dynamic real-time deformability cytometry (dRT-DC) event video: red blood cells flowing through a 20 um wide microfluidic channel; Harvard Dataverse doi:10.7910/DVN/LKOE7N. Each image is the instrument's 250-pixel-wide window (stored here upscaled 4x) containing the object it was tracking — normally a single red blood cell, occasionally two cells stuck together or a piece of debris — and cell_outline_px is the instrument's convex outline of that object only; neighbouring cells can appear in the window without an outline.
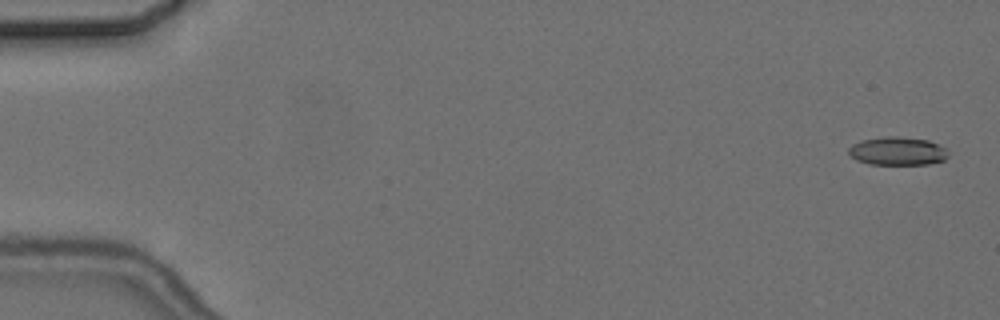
{"species": "common noctule bat (a hibernating species)", "species_latin": "Nyctalus noctula", "temperature_condition": "cold", "stored_images_in_passage": 6, "camera_frame_rate_fps": 3000, "um_per_image_px": 0.085, "animal": {"sex": "female", "body_mass_g": 24.6, "forearm_length_mm": 56.2}, "frame": {"image": 1, "passage_image": 1, "time_ms": 0.0, "image_size_px": [1000, 320], "cell_outline_px": [[948, 156], [944, 160], [928, 164], [868, 164], [856, 160], [848, 152], [848, 148], [852, 144], [860, 140], [884, 136], [900, 136], [928, 140], [944, 148], [948, 152]], "centroid_in_image_um": [76.25, 12.83], "position_along_channel_um": 8.7, "area_um2": 16.47}}
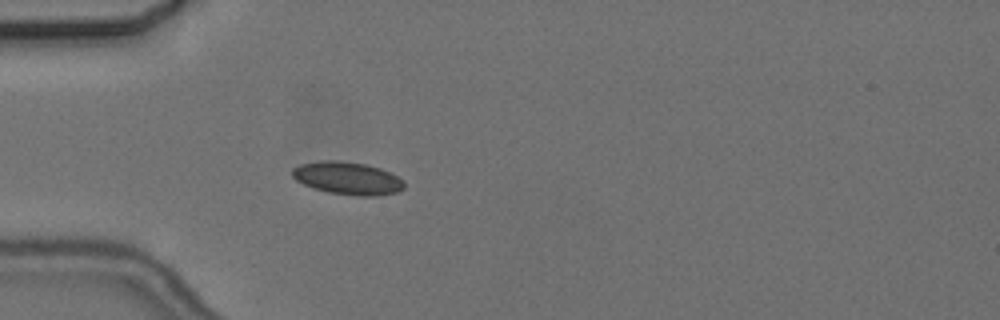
{"frame": {"image": 2, "passage_image": 6, "time_ms": 9.333, "image_size_px": [1000, 320], "cell_outline_px": [[404, 188], [396, 192], [376, 196], [356, 196], [328, 192], [312, 188], [296, 180], [292, 176], [292, 168], [300, 164], [320, 160], [336, 160], [364, 164], [380, 168], [404, 180]], "centroid_in_image_um": [29.52, 15.15], "position_along_channel_um": 55.5, "area_um2": 21.33}}